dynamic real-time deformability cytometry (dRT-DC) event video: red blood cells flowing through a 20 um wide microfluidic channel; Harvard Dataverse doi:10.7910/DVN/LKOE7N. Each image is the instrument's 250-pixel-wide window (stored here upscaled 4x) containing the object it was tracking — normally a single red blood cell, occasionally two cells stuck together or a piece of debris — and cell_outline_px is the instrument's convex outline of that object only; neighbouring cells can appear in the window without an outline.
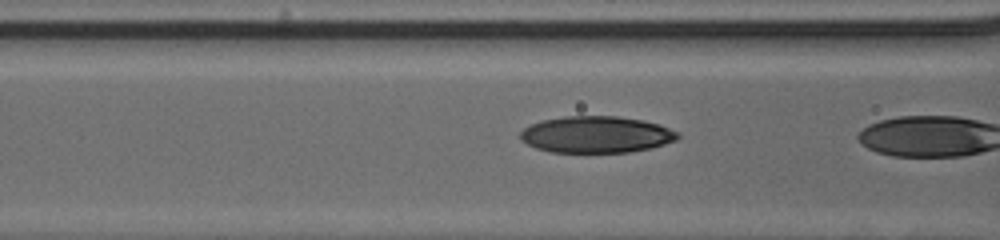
{"species": "human", "species_latin": "Homo sapiens", "temperature_condition": "cold", "stored_images_in_passage": 24, "segment_of_instrument_passage": [2, 2], "camera_frame_rate_fps": 3000, "um_per_image_px": 0.085, "donor": {"sex": "male"}, "frame": {"image": 1, "passage_image": 23, "time_ms": 7.333, "image_size_px": [1000, 240], "cell_outline_px": [[680, 136], [676, 140], [664, 144], [648, 148], [628, 152], [552, 152], [536, 148], [520, 140], [520, 132], [524, 128], [532, 124], [544, 120], [564, 116], [616, 116], [644, 120], [660, 124], [676, 132]], "centroid_in_image_um": [50.67, 11.43], "position_along_channel_um": 115.9, "area_um2": 33.41}}